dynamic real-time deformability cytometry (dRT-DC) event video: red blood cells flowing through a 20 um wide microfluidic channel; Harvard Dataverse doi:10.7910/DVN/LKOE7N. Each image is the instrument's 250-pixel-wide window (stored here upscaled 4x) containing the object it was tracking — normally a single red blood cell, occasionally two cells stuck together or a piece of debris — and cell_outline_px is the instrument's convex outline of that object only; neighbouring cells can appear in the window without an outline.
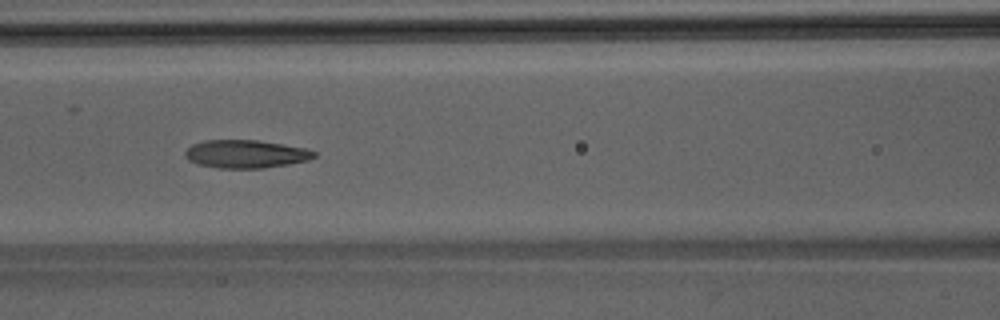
{"species": "Egyptian fruit bat (a non-hibernating species)", "species_latin": "Rousettus aegyptiacus", "temperature_condition": "room temperature", "stored_images_in_passage": 50, "segment_of_instrument_passage": [1, 2], "camera_frame_rate_fps": 3000, "um_per_image_px": 0.085, "animal": {"sex": "male"}, "frame": {"image": 1, "passage_image": 22, "time_ms": 7.0, "image_size_px": [1000, 320], "cell_outline_px": [[316, 156], [308, 160], [288, 164], [264, 168], [220, 168], [196, 164], [188, 160], [184, 156], [184, 152], [192, 144], [204, 140], [256, 140], [304, 148], [316, 152]], "centroid_in_image_um": [20.84, 13.09], "position_along_channel_um": 145.8, "area_um2": 21.04}}
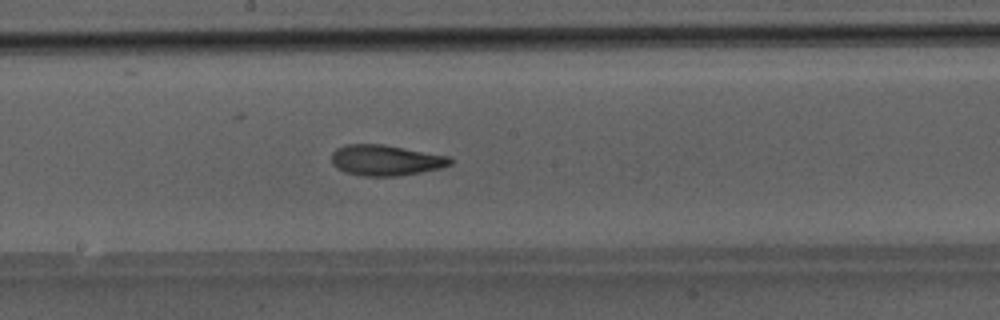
{"frame": {"image": 2, "passage_image": 27, "time_ms": 8.667, "image_size_px": [1000, 320], "cell_outline_px": [[452, 164], [440, 168], [420, 172], [396, 176], [364, 176], [344, 172], [336, 168], [332, 164], [332, 152], [336, 148], [344, 144], [384, 144], [452, 156]], "centroid_in_image_um": [32.79, 13.61], "position_along_channel_um": 215.4, "area_um2": 21.5}}
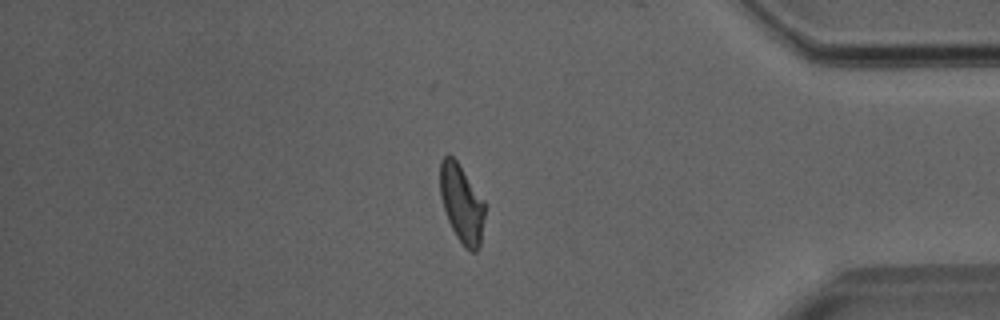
{"frame": {"image": 3, "passage_image": 42, "time_ms": 13.667, "image_size_px": [1000, 320], "cell_outline_px": [[484, 216], [480, 244], [476, 252], [472, 252], [464, 248], [456, 236], [448, 220], [440, 196], [440, 160], [444, 156], [452, 156], [456, 160], [484, 200]], "centroid_in_image_um": [39.23, 17.32], "position_along_channel_um": 396.0, "area_um2": 20.17}}